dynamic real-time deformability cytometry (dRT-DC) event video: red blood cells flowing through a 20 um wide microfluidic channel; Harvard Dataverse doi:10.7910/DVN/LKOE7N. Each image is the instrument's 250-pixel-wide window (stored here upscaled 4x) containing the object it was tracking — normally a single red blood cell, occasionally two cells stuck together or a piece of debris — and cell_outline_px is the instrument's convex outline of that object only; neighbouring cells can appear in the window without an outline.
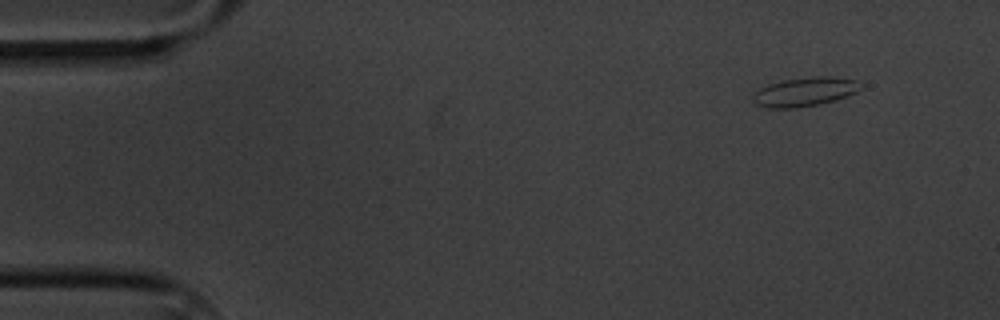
{"species": "common noctule bat (a hibernating species)", "species_latin": "Nyctalus noctula", "temperature_condition": "cold", "stored_images_in_passage": 5, "camera_frame_rate_fps": 3000, "um_per_image_px": 0.085, "animal": {"sex": "male", "body_mass_g": 20.1, "forearm_length_mm": 53.5}, "frame": {"image": 1, "passage_image": 1, "time_ms": 0.0, "image_size_px": [1000, 320], "cell_outline_px": [[864, 88], [856, 92], [836, 100], [820, 104], [796, 108], [764, 108], [756, 104], [752, 100], [752, 96], [760, 88], [768, 84], [784, 80], [812, 76], [832, 76], [856, 80], [864, 84]], "centroid_in_image_um": [68.44, 7.8], "position_along_channel_um": 16.6, "area_um2": 18.5}}
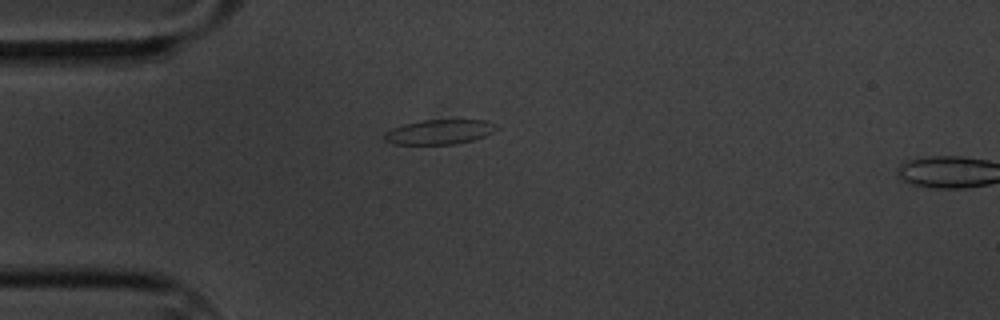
{"frame": {"image": 2, "passage_image": 4, "time_ms": 3.333, "image_size_px": [1000, 320], "cell_outline_px": [[496, 128], [492, 132], [484, 136], [472, 140], [456, 144], [392, 144], [384, 140], [384, 132], [392, 128], [404, 124], [424, 120], [484, 120], [492, 124]], "centroid_in_image_um": [37.27, 11.22], "position_along_channel_um": 47.7, "area_um2": 15.9}}